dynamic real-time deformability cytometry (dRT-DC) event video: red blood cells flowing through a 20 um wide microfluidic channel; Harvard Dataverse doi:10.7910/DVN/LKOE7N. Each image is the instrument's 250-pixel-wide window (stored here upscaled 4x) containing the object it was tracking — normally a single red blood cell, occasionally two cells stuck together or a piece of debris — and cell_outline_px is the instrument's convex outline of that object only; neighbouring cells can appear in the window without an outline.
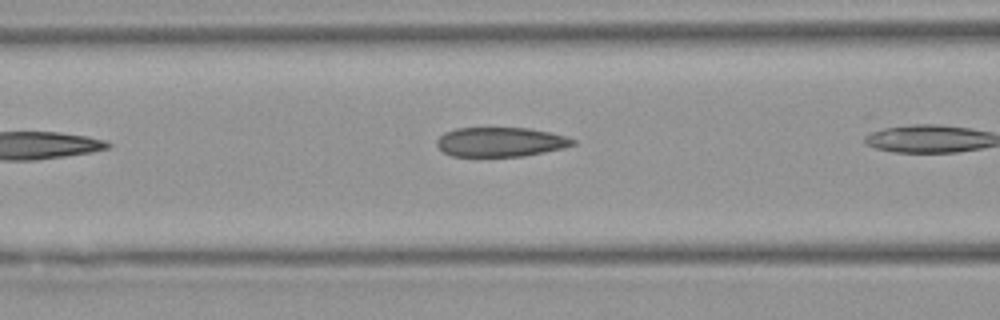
{"species": "Egyptian fruit bat (a non-hibernating species)", "species_latin": "Rousettus aegyptiacus", "temperature_condition": "warm", "stored_images_in_passage": 6, "camera_frame_rate_fps": 3000, "um_per_image_px": 0.085, "animal": {"sex": "female"}, "frame": {"image": 1, "passage_image": 4, "time_ms": 3.667, "image_size_px": [1000, 320], "cell_outline_px": [[576, 144], [564, 148], [524, 156], [452, 156], [444, 152], [436, 144], [436, 140], [444, 132], [456, 128], [528, 128], [568, 136], [576, 140]], "centroid_in_image_um": [42.56, 12.06], "position_along_channel_um": 124.0, "area_um2": 23.35}}